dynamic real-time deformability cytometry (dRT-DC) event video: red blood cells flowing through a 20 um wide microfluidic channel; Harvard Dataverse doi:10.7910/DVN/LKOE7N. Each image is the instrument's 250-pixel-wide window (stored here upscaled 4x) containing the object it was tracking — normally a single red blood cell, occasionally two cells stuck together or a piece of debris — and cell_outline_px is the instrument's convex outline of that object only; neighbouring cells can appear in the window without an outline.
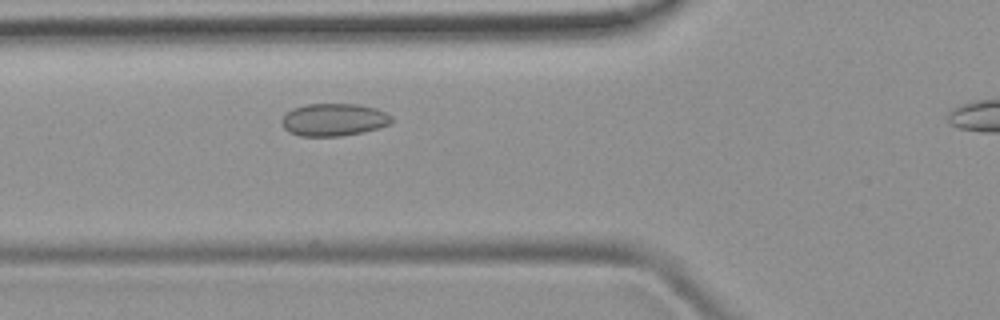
{"species": "common noctule bat (a hibernating species)", "species_latin": "Nyctalus noctula", "temperature_condition": "room temperature", "stored_images_in_passage": 37, "camera_frame_rate_fps": 3000, "um_per_image_px": 0.085, "animal": {"sex": "female", "body_mass_g": 19.9}, "frame": {"image": 1, "passage_image": 12, "time_ms": 3.667, "image_size_px": [1000, 320], "cell_outline_px": [[392, 124], [380, 128], [364, 132], [340, 136], [300, 136], [288, 132], [284, 128], [280, 120], [292, 108], [308, 104], [356, 104], [376, 108], [392, 116]], "centroid_in_image_um": [28.39, 10.18], "position_along_channel_um": 97.4, "area_um2": 20.98}}
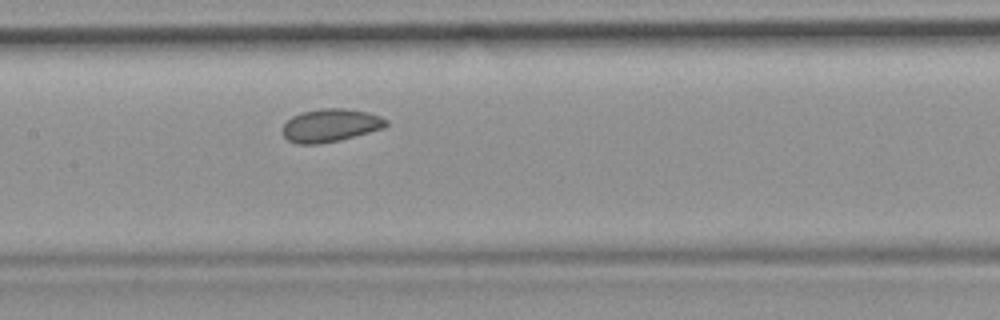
{"frame": {"image": 2, "passage_image": 18, "time_ms": 5.667, "image_size_px": [1000, 320], "cell_outline_px": [[388, 124], [384, 128], [340, 140], [320, 144], [296, 144], [288, 140], [284, 136], [284, 124], [292, 116], [300, 112], [320, 108], [344, 108], [368, 112], [380, 116], [388, 120]], "centroid_in_image_um": [28.1, 10.65], "position_along_channel_um": 179.3, "area_um2": 20.0}}
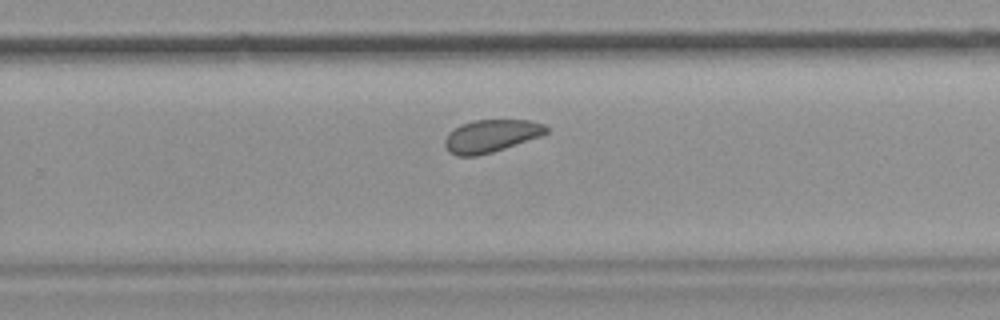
{"frame": {"image": 3, "passage_image": 26, "time_ms": 8.333, "image_size_px": [1000, 320], "cell_outline_px": [[548, 132], [544, 136], [492, 152], [476, 156], [456, 156], [448, 152], [444, 144], [444, 140], [448, 132], [460, 124], [472, 120], [532, 120], [544, 124], [548, 128]], "centroid_in_image_um": [41.75, 11.55], "position_along_channel_um": 288.1, "area_um2": 19.65}}